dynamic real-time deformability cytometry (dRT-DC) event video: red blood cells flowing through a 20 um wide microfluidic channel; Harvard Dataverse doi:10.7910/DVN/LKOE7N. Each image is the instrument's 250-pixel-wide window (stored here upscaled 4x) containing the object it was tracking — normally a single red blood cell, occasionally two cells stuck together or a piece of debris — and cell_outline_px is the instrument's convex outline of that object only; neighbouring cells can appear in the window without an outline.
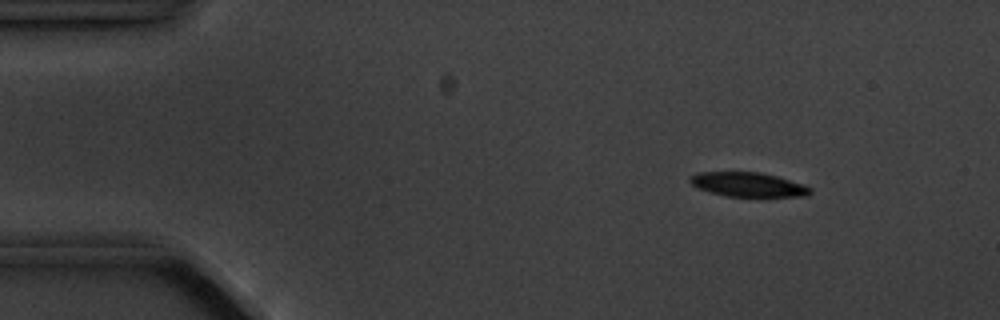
{"species": "common noctule bat (a hibernating species)", "species_latin": "Nyctalus noctula", "temperature_condition": "cold", "stored_images_in_passage": 6, "camera_frame_rate_fps": 3000, "um_per_image_px": 0.085, "animal": {"sex": "male", "body_mass_g": 20.1, "forearm_length_mm": 53.5}, "frame": {"image": 1, "passage_image": 2, "time_ms": 1.0, "image_size_px": [1000, 320], "cell_outline_px": [[812, 192], [808, 196], [728, 196], [712, 192], [700, 188], [692, 184], [688, 180], [696, 172], [760, 172], [776, 176], [804, 184], [812, 188]], "centroid_in_image_um": [63.63, 15.68], "position_along_channel_um": 21.4, "area_um2": 16.82}}